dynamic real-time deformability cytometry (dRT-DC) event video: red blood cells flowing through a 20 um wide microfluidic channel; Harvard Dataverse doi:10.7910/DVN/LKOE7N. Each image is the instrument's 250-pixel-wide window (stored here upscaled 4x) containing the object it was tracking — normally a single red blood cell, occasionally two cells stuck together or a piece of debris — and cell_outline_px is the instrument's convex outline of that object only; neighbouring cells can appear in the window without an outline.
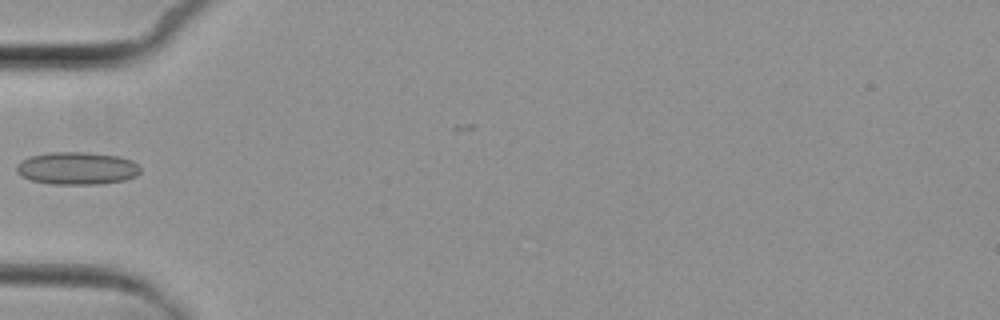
{"species": "common noctule bat (a hibernating species)", "species_latin": "Nyctalus noctula", "temperature_condition": "cold", "stored_images_in_passage": 3, "camera_frame_rate_fps": 3000, "um_per_image_px": 0.085, "animal": {"sex": "female", "body_mass_g": 29.2, "forearm_length_mm": 56.3}, "frame": {"image": 1, "passage_image": 1, "time_ms": 0.0, "image_size_px": [1000, 320], "cell_outline_px": [[140, 172], [136, 176], [124, 180], [100, 184], [52, 184], [32, 180], [16, 172], [16, 164], [20, 160], [28, 156], [48, 152], [88, 152], [120, 156], [132, 160], [140, 168]], "centroid_in_image_um": [6.53, 14.29], "position_along_channel_um": 78.5, "area_um2": 23.7}}
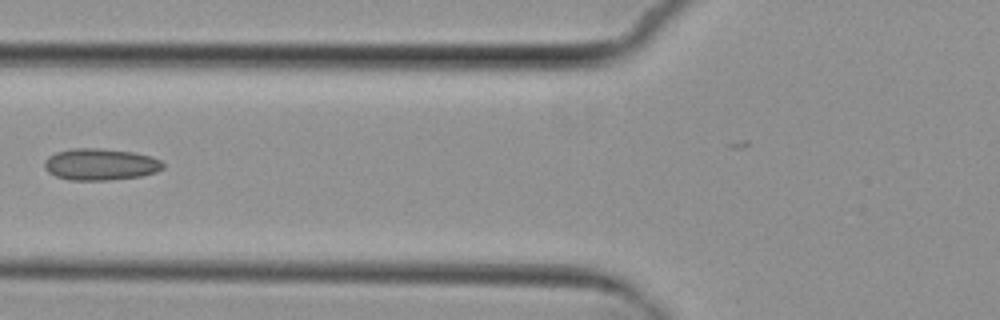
{"frame": {"image": 2, "passage_image": 2, "time_ms": 1.0, "image_size_px": [1000, 320], "cell_outline_px": [[164, 168], [156, 172], [140, 176], [108, 180], [68, 180], [56, 176], [48, 172], [44, 168], [44, 160], [48, 156], [56, 152], [72, 148], [100, 148], [132, 152], [152, 156], [160, 160], [164, 164]], "centroid_in_image_um": [8.52, 13.97], "position_along_channel_um": 117.3, "area_um2": 22.02}}